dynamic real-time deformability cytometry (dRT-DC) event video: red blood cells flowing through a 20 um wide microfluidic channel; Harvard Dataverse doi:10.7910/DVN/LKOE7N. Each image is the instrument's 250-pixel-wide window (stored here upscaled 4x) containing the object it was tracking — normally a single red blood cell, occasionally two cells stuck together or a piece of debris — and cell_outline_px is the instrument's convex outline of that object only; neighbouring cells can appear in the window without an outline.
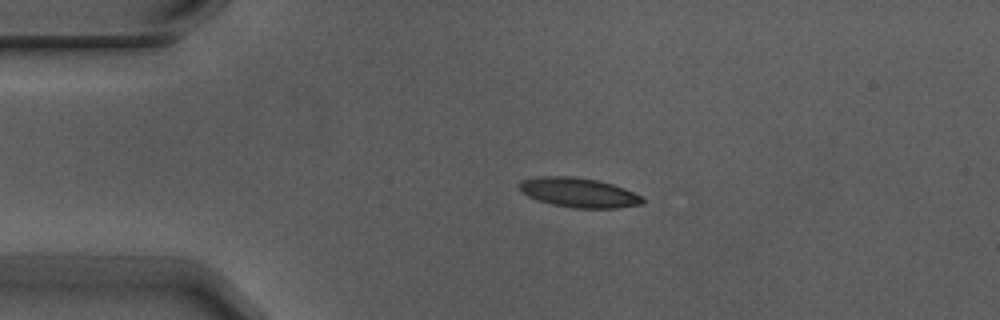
{"species": "Egyptian fruit bat (a non-hibernating species)", "species_latin": "Rousettus aegyptiacus", "temperature_condition": "warm", "stored_images_in_passage": 4, "camera_frame_rate_fps": 3000, "um_per_image_px": 0.085, "animal": {"sex": "male"}, "frame": {"image": 1, "passage_image": 3, "time_ms": 0.667, "image_size_px": [1000, 320], "cell_outline_px": [[644, 204], [620, 208], [572, 208], [552, 204], [536, 200], [520, 192], [516, 184], [520, 180], [536, 176], [568, 176], [596, 180], [612, 184], [624, 188], [640, 196], [644, 200]], "centroid_in_image_um": [49.12, 16.37], "position_along_channel_um": 35.9, "area_um2": 21.44}}